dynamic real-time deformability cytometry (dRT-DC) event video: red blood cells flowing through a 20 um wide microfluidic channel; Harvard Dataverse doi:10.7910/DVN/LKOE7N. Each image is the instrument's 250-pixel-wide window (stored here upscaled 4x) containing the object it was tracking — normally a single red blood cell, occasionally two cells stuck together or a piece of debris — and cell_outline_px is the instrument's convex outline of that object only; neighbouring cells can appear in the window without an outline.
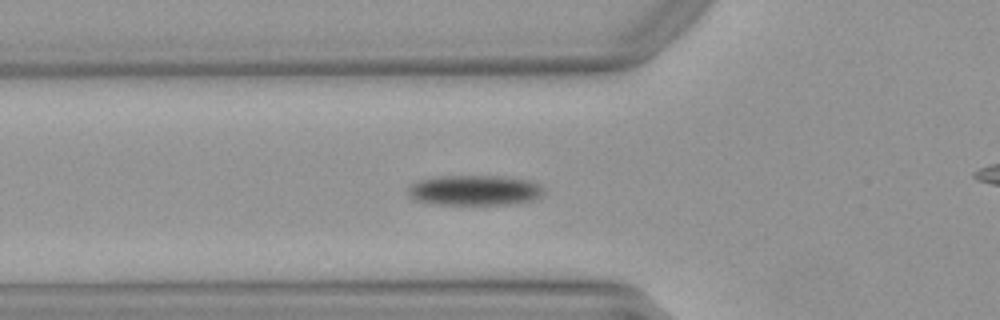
{"species": "Egyptian fruit bat (a non-hibernating species)", "species_latin": "Rousettus aegyptiacus", "temperature_condition": "warm", "stored_images_in_passage": 31, "camera_frame_rate_fps": 3000, "um_per_image_px": 0.085, "animal": {"sex": "female"}, "frame": {"image": 1, "passage_image": 3, "time_ms": 0.667, "image_size_px": [1000, 320], "cell_outline_px": [[544, 192], [540, 196], [532, 200], [516, 204], [432, 204], [416, 200], [408, 192], [408, 188], [412, 184], [420, 180], [436, 176], [496, 176], [528, 180], [540, 184], [544, 188]], "centroid_in_image_um": [40.37, 16.17], "position_along_channel_um": 85.4, "area_um2": 23.81}}
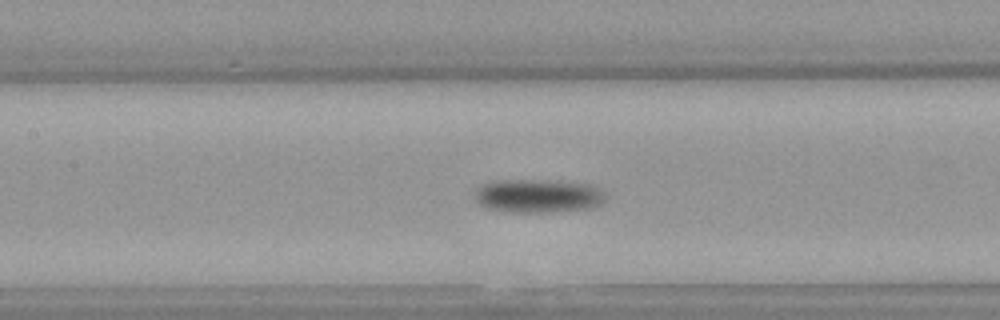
{"frame": {"image": 2, "passage_image": 9, "time_ms": 2.667, "image_size_px": [1000, 320], "cell_outline_px": [[604, 200], [600, 204], [592, 208], [552, 212], [508, 212], [484, 208], [476, 200], [476, 192], [484, 184], [492, 180], [548, 180], [592, 184], [604, 192]], "centroid_in_image_um": [45.75, 16.65], "position_along_channel_um": 161.7, "area_um2": 25.66}}
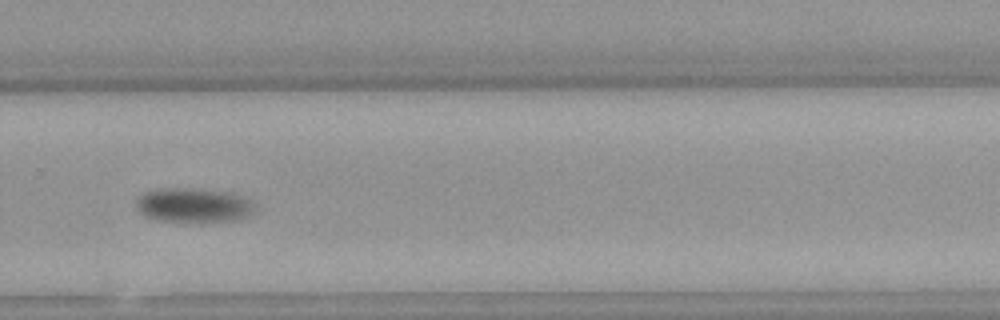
{"frame": {"image": 3, "passage_image": 21, "time_ms": 6.667, "image_size_px": [1000, 320], "cell_outline_px": [[256, 208], [248, 216], [232, 220], [160, 220], [144, 216], [140, 212], [136, 204], [136, 200], [144, 192], [164, 188], [176, 188], [224, 192], [248, 196], [252, 200]], "centroid_in_image_um": [16.47, 17.42], "position_along_channel_um": 313.3, "area_um2": 23.06}, "authors_computed_cell_mechanics": {"area_um2": 23.8136, "velocity_mm_per_s": 3.7999, "shape_relaxation_time_tau1_ms": 6.9003, "shape_relaxation_time_tau2_ms": null, "deformation_change_tau1": 0.1143, "deformation_change_tau2": null}}